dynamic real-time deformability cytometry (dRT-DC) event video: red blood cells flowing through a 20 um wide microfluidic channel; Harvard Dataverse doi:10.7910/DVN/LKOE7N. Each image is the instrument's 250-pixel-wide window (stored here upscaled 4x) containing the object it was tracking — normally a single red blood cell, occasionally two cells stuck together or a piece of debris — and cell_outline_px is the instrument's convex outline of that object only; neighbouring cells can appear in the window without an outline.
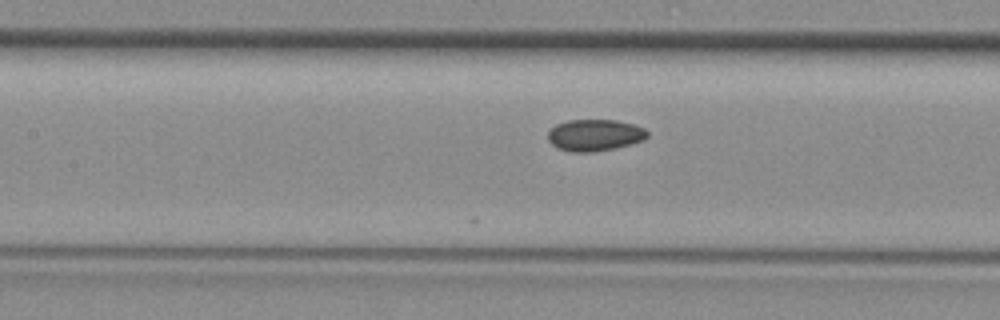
{"species": "common noctule bat (a hibernating species)", "species_latin": "Nyctalus noctula", "temperature_condition": "room temperature", "stored_images_in_passage": 14, "camera_frame_rate_fps": 3000, "um_per_image_px": 0.085, "animal": {"sex": "female", "body_mass_g": 29.2, "forearm_length_mm": 56.3}, "frame": {"image": 1, "passage_image": 7, "time_ms": 2.0, "image_size_px": [1000, 320], "cell_outline_px": [[648, 136], [644, 140], [632, 144], [592, 152], [572, 152], [560, 148], [552, 144], [548, 140], [548, 132], [556, 124], [568, 120], [616, 120], [632, 124], [644, 128], [648, 132]], "centroid_in_image_um": [50.56, 11.48], "position_along_channel_um": 156.8, "area_um2": 18.21}}
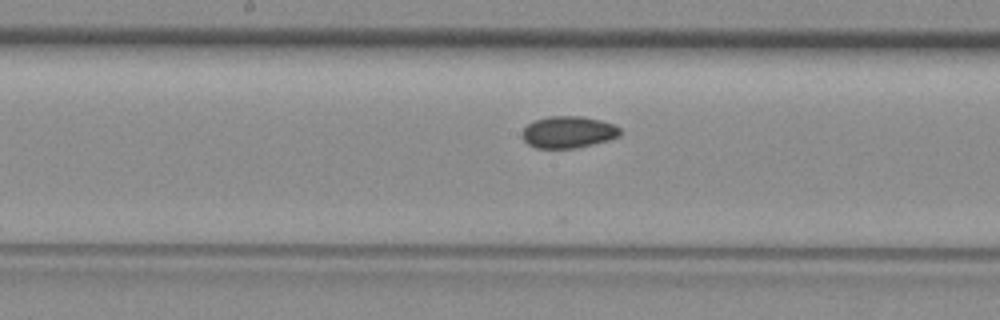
{"frame": {"image": 2, "passage_image": 10, "time_ms": 3.0, "image_size_px": [1000, 320], "cell_outline_px": [[620, 136], [608, 140], [576, 148], [536, 148], [528, 144], [520, 136], [520, 132], [532, 120], [548, 116], [584, 116], [616, 124], [620, 128]], "centroid_in_image_um": [48.28, 11.22], "position_along_channel_um": 199.9, "area_um2": 18.44}}
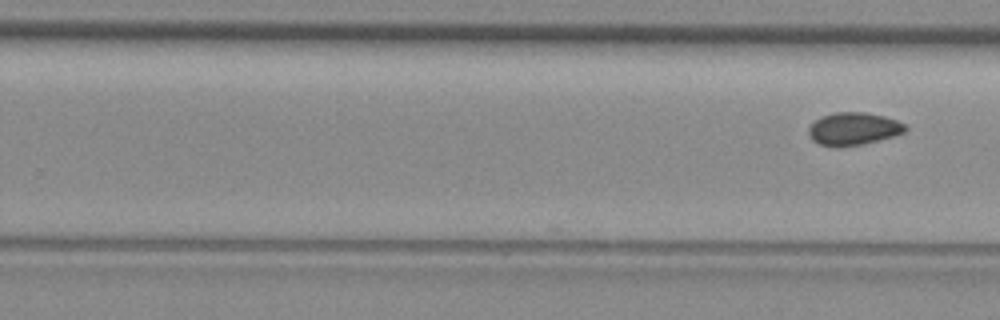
{"frame": {"image": 3, "passage_image": 14, "time_ms": 4.333, "image_size_px": [1000, 320], "cell_outline_px": [[908, 128], [904, 132], [892, 136], [860, 144], [820, 144], [812, 140], [808, 132], [808, 128], [820, 116], [836, 112], [864, 112], [884, 116], [896, 120], [904, 124]], "centroid_in_image_um": [72.55, 10.9], "position_along_channel_um": 257.3, "area_um2": 17.69}}